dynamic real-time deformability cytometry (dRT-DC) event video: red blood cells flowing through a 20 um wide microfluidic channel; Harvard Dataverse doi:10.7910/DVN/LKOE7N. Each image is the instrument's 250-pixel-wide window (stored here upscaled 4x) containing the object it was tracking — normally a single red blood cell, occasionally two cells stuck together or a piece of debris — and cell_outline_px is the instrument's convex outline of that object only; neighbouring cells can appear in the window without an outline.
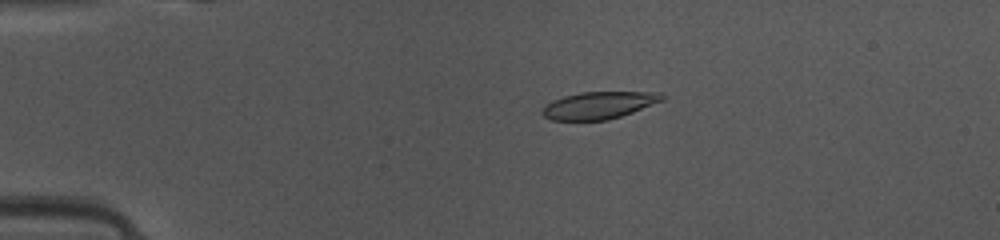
{"species": "common noctule bat (a hibernating species)", "species_latin": "Nyctalus noctula", "temperature_condition": "warm", "stored_images_in_passage": 49, "camera_frame_rate_fps": 3000, "um_per_image_px": 0.085, "animal": {"sex": "female", "body_mass_g": 10.0, "forearm_length_mm": 53.1}, "frame": {"image": 1, "passage_image": 11, "time_ms": 3.333, "image_size_px": [1000, 240], "cell_outline_px": [[664, 100], [632, 112], [608, 120], [552, 120], [544, 116], [540, 112], [552, 100], [564, 96], [580, 92], [660, 92], [664, 96]], "centroid_in_image_um": [50.91, 8.94], "position_along_channel_um": 34.1, "area_um2": 18.84}}
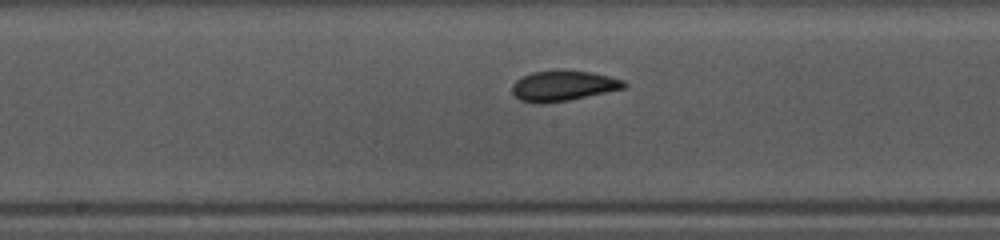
{"frame": {"image": 2, "passage_image": 26, "time_ms": 8.333, "image_size_px": [1000, 240], "cell_outline_px": [[628, 84], [624, 88], [568, 100], [544, 104], [540, 104], [520, 100], [512, 92], [512, 84], [516, 80], [532, 72], [588, 72], [608, 76], [624, 80]], "centroid_in_image_um": [47.85, 7.33], "position_along_channel_um": 200.3, "area_um2": 19.13}}
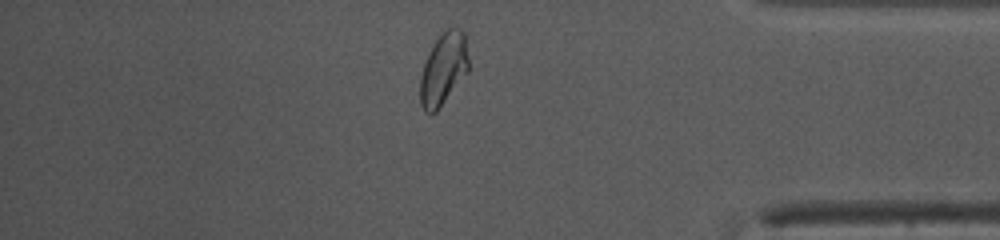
{"frame": {"image": 3, "passage_image": 42, "time_ms": 13.667, "image_size_px": [1000, 240], "cell_outline_px": [[468, 72], [436, 112], [424, 112], [420, 104], [420, 76], [424, 64], [440, 32], [448, 28], [460, 28], [464, 32], [468, 60]], "centroid_in_image_um": [37.69, 5.87], "position_along_channel_um": 397.5, "area_um2": 20.17}, "authors_computed_cell_mechanics": {"area_um2": 19.2474, "velocity_mm_per_s": 4.1384, "shape_relaxation_time_tau1_ms": 3.3062, "shape_relaxation_time_tau2_ms": 0.9935, "deformation_change_tau1": 0.1421, "deformation_change_tau2": 0.0675}}